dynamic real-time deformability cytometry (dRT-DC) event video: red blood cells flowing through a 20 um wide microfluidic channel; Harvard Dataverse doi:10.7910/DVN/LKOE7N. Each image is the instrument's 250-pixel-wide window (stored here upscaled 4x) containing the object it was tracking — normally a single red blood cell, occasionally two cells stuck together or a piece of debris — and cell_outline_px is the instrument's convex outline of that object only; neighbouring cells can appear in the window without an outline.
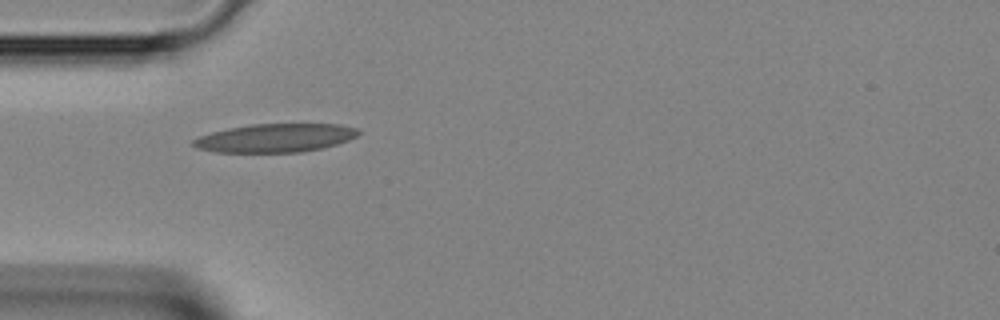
{"species": "Egyptian fruit bat (a non-hibernating species)", "species_latin": "Rousettus aegyptiacus", "temperature_condition": "room temperature", "stored_images_in_passage": 31, "camera_frame_rate_fps": 3000, "um_per_image_px": 0.085, "animal": {"sex": "female"}, "frame": {"image": 1, "passage_image": 1, "time_ms": 0.0, "image_size_px": [1000, 320], "cell_outline_px": [[360, 132], [356, 136], [348, 140], [336, 144], [320, 148], [300, 152], [212, 152], [196, 148], [192, 144], [192, 140], [200, 136], [212, 132], [228, 128], [252, 124], [340, 124], [356, 128]], "centroid_in_image_um": [23.37, 11.72], "position_along_channel_um": 61.6, "area_um2": 27.28}}
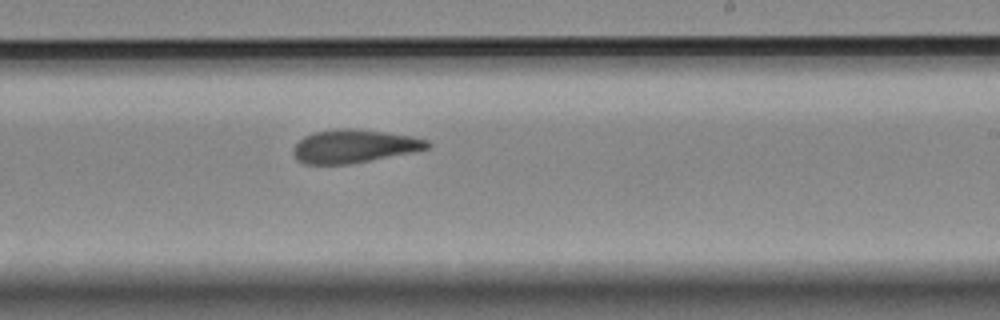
{"frame": {"image": 2, "passage_image": 14, "time_ms": 4.333, "image_size_px": [1000, 320], "cell_outline_px": [[432, 148], [412, 152], [348, 164], [304, 164], [296, 160], [292, 152], [292, 148], [304, 136], [316, 132], [340, 128], [352, 128], [384, 132], [412, 136], [428, 140], [432, 144]], "centroid_in_image_um": [30.1, 12.43], "position_along_channel_um": 258.9, "area_um2": 25.95}}
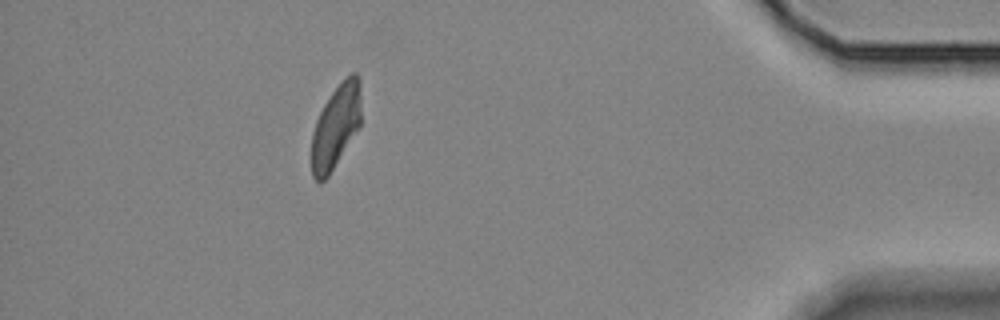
{"frame": {"image": 3, "passage_image": 27, "time_ms": 8.667, "image_size_px": [1000, 320], "cell_outline_px": [[360, 124], [328, 176], [320, 184], [312, 176], [312, 132], [316, 120], [324, 104], [332, 92], [352, 72], [356, 72], [360, 80]], "centroid_in_image_um": [28.53, 10.75], "position_along_channel_um": 406.7, "area_um2": 23.58}}